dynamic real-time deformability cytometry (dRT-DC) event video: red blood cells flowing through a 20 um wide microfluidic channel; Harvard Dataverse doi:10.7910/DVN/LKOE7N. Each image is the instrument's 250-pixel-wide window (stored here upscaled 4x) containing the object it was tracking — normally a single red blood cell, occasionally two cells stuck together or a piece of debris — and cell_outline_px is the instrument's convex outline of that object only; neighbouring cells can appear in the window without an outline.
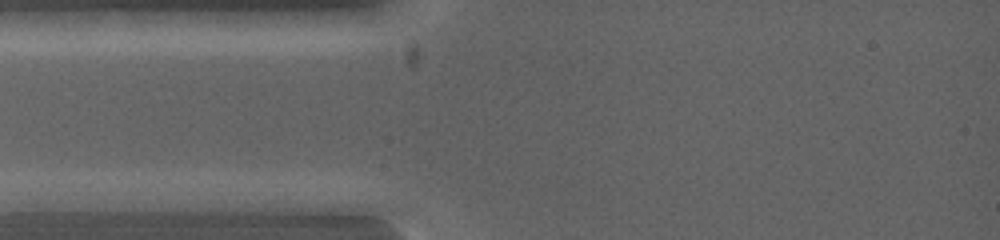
{"species": "common noctule bat (a hibernating species)", "species_latin": "Nyctalus noctula", "temperature_condition": "warm", "stored_images_in_passage": 2, "camera_frame_rate_fps": 5000, "um_per_image_px": 0.085, "animal": {"sex": "female", "body_mass_g": 19.0, "forearm_length_mm": 53.3}, "frame": {"image": 1, "passage_image": 1, "time_ms": 0.0, "image_size_px": [1000, 240], "cell_outline_px": [[104, 200], [96, 212], [20, 212], [12, 200], [12, 196], [16, 192], [100, 192], [104, 196]], "centroid_in_image_um": [4.93, 17.15], "position_along_channel_um": 80.1, "area_um2": 12.48}}